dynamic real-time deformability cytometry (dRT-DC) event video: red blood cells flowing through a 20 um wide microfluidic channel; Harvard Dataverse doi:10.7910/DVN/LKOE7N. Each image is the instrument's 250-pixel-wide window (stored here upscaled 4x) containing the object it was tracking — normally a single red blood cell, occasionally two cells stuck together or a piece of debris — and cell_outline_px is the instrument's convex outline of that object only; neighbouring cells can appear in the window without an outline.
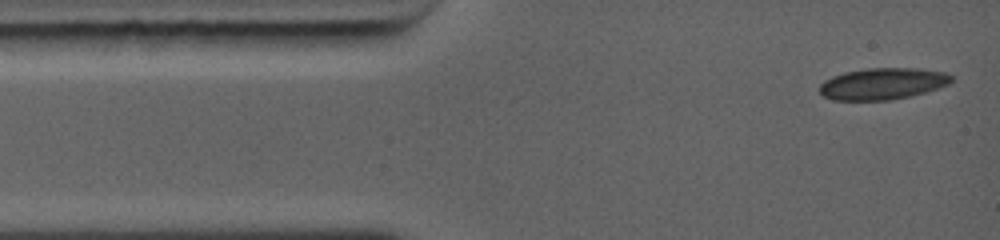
{"species": "common noctule bat (a hibernating species)", "species_latin": "Nyctalus noctula", "temperature_condition": "warm", "stored_images_in_passage": 77, "camera_frame_rate_fps": 5000, "um_per_image_px": 0.085, "animal": {"sex": "female", "body_mass_g": 19.0, "forearm_length_mm": 56.7}, "frame": {"image": 1, "passage_image": 1, "time_ms": 0.0, "image_size_px": [1000, 240], "cell_outline_px": [[952, 80], [948, 84], [924, 92], [908, 96], [888, 100], [832, 100], [824, 96], [820, 92], [820, 84], [824, 80], [832, 76], [844, 72], [868, 68], [916, 68], [948, 72], [952, 76]], "centroid_in_image_um": [75.01, 7.1], "position_along_channel_um": 10.0, "area_um2": 24.16}}
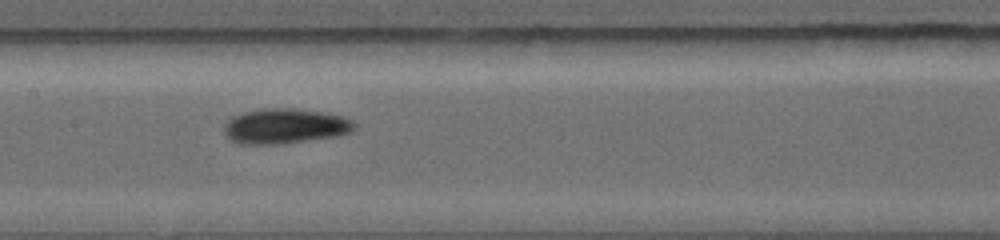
{"frame": {"image": 2, "passage_image": 34, "time_ms": 5.2, "image_size_px": [1000, 240], "cell_outline_px": [[356, 128], [352, 132], [336, 136], [280, 144], [244, 144], [232, 140], [224, 132], [224, 124], [232, 116], [244, 112], [260, 108], [292, 108], [324, 112], [340, 116], [352, 120], [356, 124]], "centroid_in_image_um": [24.23, 10.71], "position_along_channel_um": 183.2, "area_um2": 26.65}}
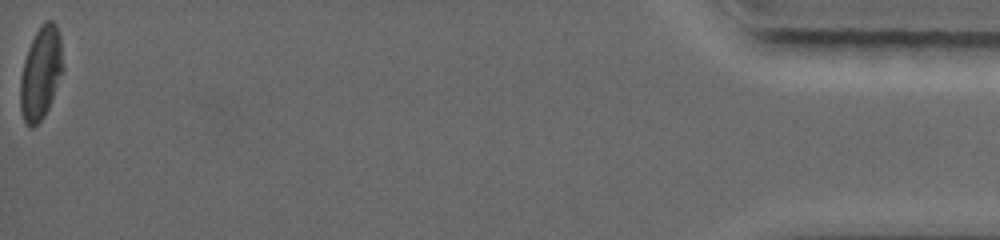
{"frame": {"image": 3, "passage_image": 77, "time_ms": 14.0, "image_size_px": [1000, 240], "cell_outline_px": [[64, 68], [52, 100], [44, 116], [32, 128], [24, 120], [20, 108], [20, 76], [24, 60], [28, 48], [40, 24], [44, 20], [52, 20], [56, 24], [60, 36]], "centroid_in_image_um": [3.47, 6.17], "position_along_channel_um": 431.7, "area_um2": 23.12}, "authors_computed_cell_mechanics": {"area_um2": 24.1026, "velocity_mm_per_s": 4.4675, "shape_relaxation_time_tau1_ms": 2.1023, "shape_relaxation_time_tau2_ms": 2.5406, "deformation_change_tau1": 0.0869, "deformation_change_tau2": 0.0428}}